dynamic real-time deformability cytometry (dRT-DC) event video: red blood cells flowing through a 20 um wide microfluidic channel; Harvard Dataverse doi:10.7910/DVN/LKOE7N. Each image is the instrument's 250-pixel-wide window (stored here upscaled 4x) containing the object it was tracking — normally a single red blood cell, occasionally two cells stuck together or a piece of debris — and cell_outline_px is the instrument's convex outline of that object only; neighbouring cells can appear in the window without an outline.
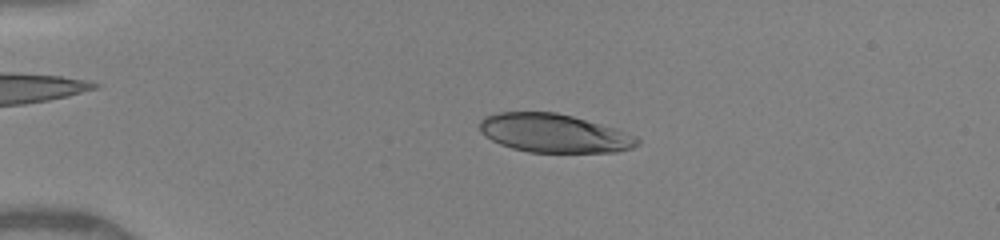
{"species": "human", "species_latin": "Homo sapiens", "temperature_condition": "warm", "stored_images_in_passage": 49, "camera_frame_rate_fps": 3000, "um_per_image_px": 0.085, "donor": {"sex": "female"}, "frame": {"image": 1, "passage_image": 11, "time_ms": 3.333, "image_size_px": [1000, 240], "cell_outline_px": [[640, 144], [632, 148], [616, 152], [528, 152], [512, 148], [500, 144], [484, 136], [480, 132], [480, 120], [484, 116], [500, 112], [556, 112], [572, 116], [616, 128], [636, 136], [640, 140]], "centroid_in_image_um": [47.09, 11.32], "position_along_channel_um": 37.9, "area_um2": 35.55}}
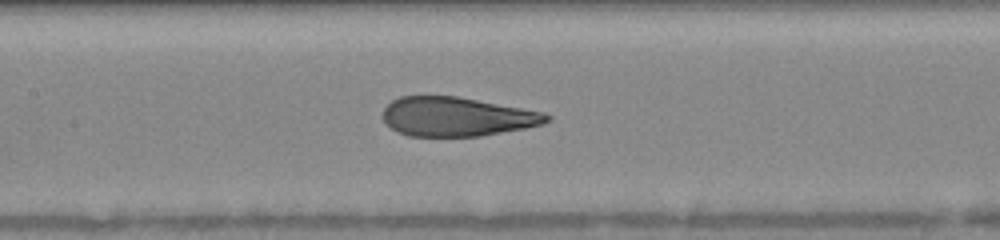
{"frame": {"image": 2, "passage_image": 24, "time_ms": 7.667, "image_size_px": [1000, 240], "cell_outline_px": [[552, 120], [544, 124], [524, 128], [480, 136], [408, 136], [396, 132], [384, 120], [384, 108], [392, 100], [400, 96], [456, 96], [544, 112], [552, 116]], "centroid_in_image_um": [38.85, 9.92], "position_along_channel_um": 168.6, "area_um2": 37.28}}
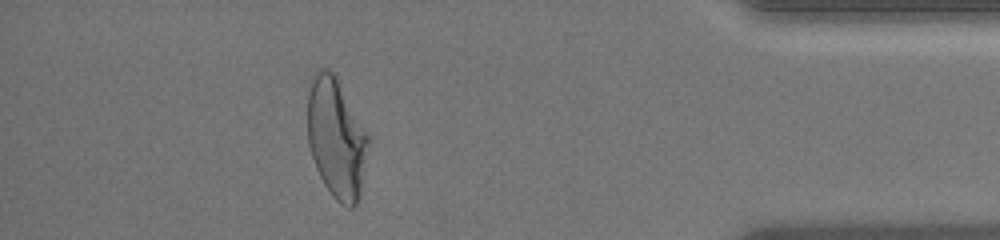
{"frame": {"image": 3, "passage_image": 44, "time_ms": 14.333, "image_size_px": [1000, 240], "cell_outline_px": [[368, 140], [360, 188], [356, 204], [352, 208], [348, 208], [340, 204], [332, 196], [324, 184], [316, 168], [308, 144], [308, 80], [320, 68], [328, 68], [336, 76], [368, 136]], "centroid_in_image_um": [28.53, 11.71], "position_along_channel_um": 406.7, "area_um2": 41.73}, "authors_computed_cell_mechanics": {"area_um2": 38.8994, "velocity_mm_per_s": 4.118, "shape_relaxation_time_tau1_ms": 5.026, "shape_relaxation_time_tau2_ms": 0.7182, "deformation_change_tau1": 0.2354, "deformation_change_tau2": 0.0831}}